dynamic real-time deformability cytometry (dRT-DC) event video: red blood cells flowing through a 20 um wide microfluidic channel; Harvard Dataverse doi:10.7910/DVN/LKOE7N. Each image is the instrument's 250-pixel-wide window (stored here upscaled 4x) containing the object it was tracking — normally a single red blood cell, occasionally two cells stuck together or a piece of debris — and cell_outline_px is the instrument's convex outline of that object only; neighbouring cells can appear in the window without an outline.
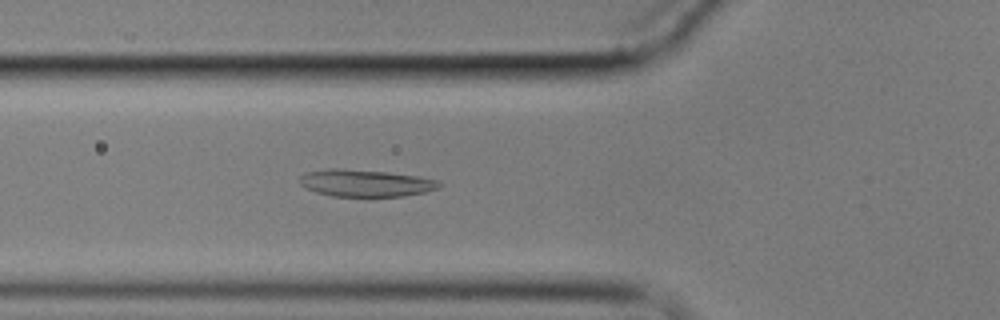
{"species": "common noctule bat (a hibernating species)", "species_latin": "Nyctalus noctula", "temperature_condition": "cold", "stored_images_in_passage": 60, "camera_frame_rate_fps": 3000, "um_per_image_px": 0.085, "animal": {"sex": "male", "body_mass_g": 17.9}, "frame": {"image": 1, "passage_image": 22, "time_ms": 7.0, "image_size_px": [1000, 320], "cell_outline_px": [[444, 184], [440, 188], [424, 192], [404, 196], [332, 196], [316, 192], [300, 184], [300, 176], [304, 172], [328, 168], [340, 168], [388, 172], [420, 176], [440, 180]], "centroid_in_image_um": [31.12, 15.55], "position_along_channel_um": 94.7, "area_um2": 22.25}}
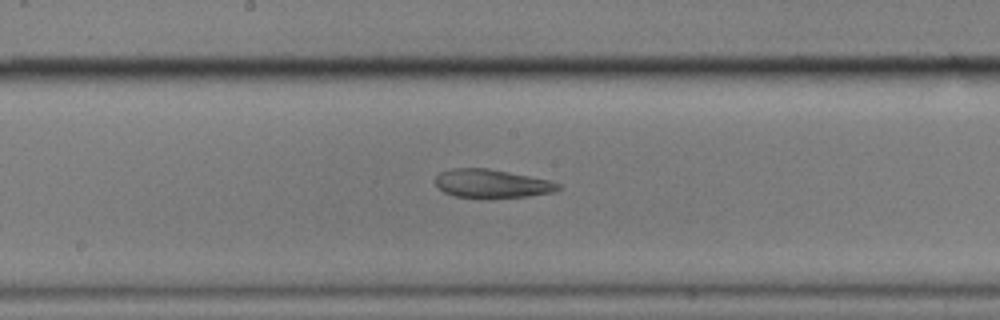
{"frame": {"image": 2, "passage_image": 32, "time_ms": 10.333, "image_size_px": [1000, 320], "cell_outline_px": [[560, 188], [556, 192], [528, 196], [456, 196], [444, 192], [436, 184], [436, 176], [440, 172], [452, 168], [488, 168], [548, 180], [560, 184]], "centroid_in_image_um": [41.81, 15.58], "position_along_channel_um": 206.4, "area_um2": 19.71}}
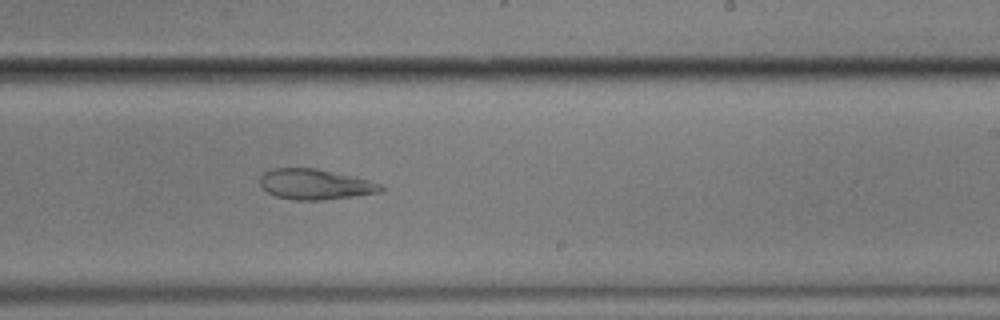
{"frame": {"image": 3, "passage_image": 37, "time_ms": 12.0, "image_size_px": [1000, 320], "cell_outline_px": [[384, 188], [380, 192], [356, 196], [324, 200], [296, 200], [276, 196], [268, 192], [260, 184], [260, 176], [264, 172], [272, 168], [316, 168], [368, 180], [380, 184]], "centroid_in_image_um": [26.77, 15.67], "position_along_channel_um": 262.2, "area_um2": 21.27}}